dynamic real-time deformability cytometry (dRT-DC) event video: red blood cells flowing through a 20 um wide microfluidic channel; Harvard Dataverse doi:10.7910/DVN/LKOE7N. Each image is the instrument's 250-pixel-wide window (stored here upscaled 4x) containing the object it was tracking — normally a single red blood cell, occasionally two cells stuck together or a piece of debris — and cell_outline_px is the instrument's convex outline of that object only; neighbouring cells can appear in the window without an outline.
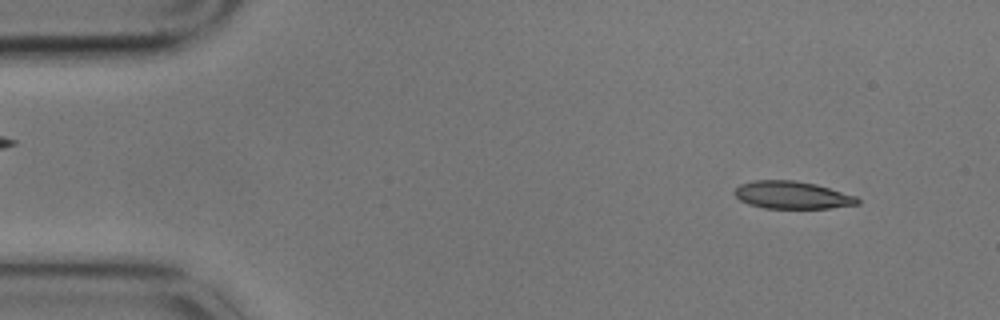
{"species": "common noctule bat (a hibernating species)", "species_latin": "Nyctalus noctula", "temperature_condition": "cold", "stored_images_in_passage": 2, "camera_frame_rate_fps": 3000, "um_per_image_px": 0.085, "animal": {"sex": "male", "body_mass_g": 17.9}, "frame": {"image": 1, "passage_image": 1, "time_ms": 0.0, "image_size_px": [1000, 320], "cell_outline_px": [[860, 204], [828, 208], [764, 208], [748, 204], [740, 200], [732, 192], [740, 184], [752, 180], [796, 180], [816, 184], [856, 196], [860, 200]], "centroid_in_image_um": [67.31, 16.57], "position_along_channel_um": 17.7, "area_um2": 19.83}}